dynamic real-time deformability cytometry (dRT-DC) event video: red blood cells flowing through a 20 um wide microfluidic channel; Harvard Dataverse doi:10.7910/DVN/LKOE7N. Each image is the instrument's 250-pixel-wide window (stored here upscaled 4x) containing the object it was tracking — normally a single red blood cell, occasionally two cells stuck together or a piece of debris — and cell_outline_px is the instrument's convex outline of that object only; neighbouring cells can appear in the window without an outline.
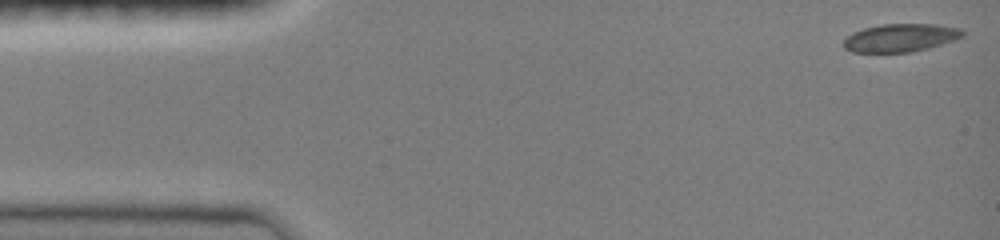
{"species": "common noctule bat (a hibernating species)", "species_latin": "Nyctalus noctula", "temperature_condition": "room temperature", "stored_images_in_passage": 79, "camera_frame_rate_fps": 3000, "um_per_image_px": 0.085, "animal": {"sex": "female", "body_mass_g": 19.0, "forearm_length_mm": 51.5}, "frame": {"image": 1, "passage_image": 1, "time_ms": 0.0, "image_size_px": [1000, 240], "cell_outline_px": [[964, 36], [956, 40], [928, 48], [912, 52], [852, 52], [844, 48], [844, 40], [852, 32], [864, 28], [880, 24], [936, 24], [960, 28], [964, 32]], "centroid_in_image_um": [76.56, 3.21], "position_along_channel_um": 8.4, "area_um2": 19.54}}
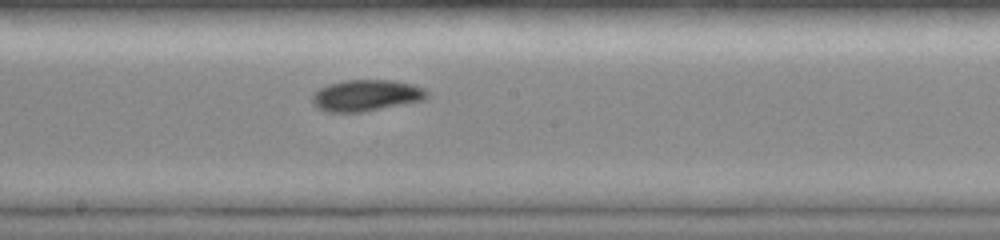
{"frame": {"image": 2, "passage_image": 39, "time_ms": 8.0, "image_size_px": [1000, 240], "cell_outline_px": [[432, 96], [424, 100], [360, 112], [328, 112], [316, 108], [312, 104], [312, 96], [320, 88], [328, 84], [344, 80], [388, 80], [412, 84], [424, 88]], "centroid_in_image_um": [31.13, 8.11], "position_along_channel_um": 217.1, "area_um2": 20.98}}
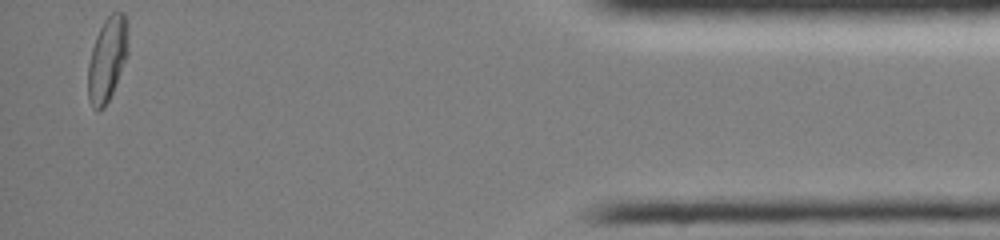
{"frame": {"image": 3, "passage_image": 78, "time_ms": 14.667, "image_size_px": [1000, 240], "cell_outline_px": [[128, 56], [112, 92], [104, 108], [100, 112], [96, 112], [92, 108], [88, 100], [88, 64], [92, 48], [96, 36], [104, 20], [112, 12], [124, 12], [128, 20]], "centroid_in_image_um": [9.13, 5.03], "position_along_channel_um": 426.1, "area_um2": 20.06}, "authors_computed_cell_mechanics": {"area_um2": 19.941, "velocity_mm_per_s": 4.0454, "shape_relaxation_time_tau1_ms": 6.8836, "shape_relaxation_time_tau2_ms": 6.0201, "deformation_change_tau1": 0.161, "deformation_change_tau2": 0.0754}}